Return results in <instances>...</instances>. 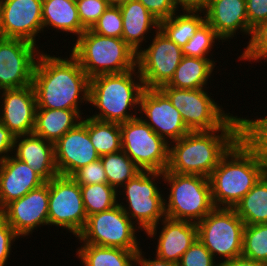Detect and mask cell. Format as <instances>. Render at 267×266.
Wrapping results in <instances>:
<instances>
[{
  "label": "cell",
  "instance_id": "obj_11",
  "mask_svg": "<svg viewBox=\"0 0 267 266\" xmlns=\"http://www.w3.org/2000/svg\"><path fill=\"white\" fill-rule=\"evenodd\" d=\"M122 150L142 171L164 172L169 144L139 116L120 124Z\"/></svg>",
  "mask_w": 267,
  "mask_h": 266
},
{
  "label": "cell",
  "instance_id": "obj_2",
  "mask_svg": "<svg viewBox=\"0 0 267 266\" xmlns=\"http://www.w3.org/2000/svg\"><path fill=\"white\" fill-rule=\"evenodd\" d=\"M243 136V117L232 116L221 128L190 131L169 144L167 171L209 177L220 159Z\"/></svg>",
  "mask_w": 267,
  "mask_h": 266
},
{
  "label": "cell",
  "instance_id": "obj_39",
  "mask_svg": "<svg viewBox=\"0 0 267 266\" xmlns=\"http://www.w3.org/2000/svg\"><path fill=\"white\" fill-rule=\"evenodd\" d=\"M76 5L79 20L86 30L93 27L109 6L107 0H78Z\"/></svg>",
  "mask_w": 267,
  "mask_h": 266
},
{
  "label": "cell",
  "instance_id": "obj_40",
  "mask_svg": "<svg viewBox=\"0 0 267 266\" xmlns=\"http://www.w3.org/2000/svg\"><path fill=\"white\" fill-rule=\"evenodd\" d=\"M178 266H219L212 254L197 238L190 248L182 255Z\"/></svg>",
  "mask_w": 267,
  "mask_h": 266
},
{
  "label": "cell",
  "instance_id": "obj_4",
  "mask_svg": "<svg viewBox=\"0 0 267 266\" xmlns=\"http://www.w3.org/2000/svg\"><path fill=\"white\" fill-rule=\"evenodd\" d=\"M144 90L137 67L123 73L93 77L90 79L89 103L99 112L95 111L89 117L118 124L132 120L138 117L140 98ZM131 109H135L134 114L130 113L133 112Z\"/></svg>",
  "mask_w": 267,
  "mask_h": 266
},
{
  "label": "cell",
  "instance_id": "obj_28",
  "mask_svg": "<svg viewBox=\"0 0 267 266\" xmlns=\"http://www.w3.org/2000/svg\"><path fill=\"white\" fill-rule=\"evenodd\" d=\"M179 13L160 21L159 29L171 41L183 47L206 21V17L203 9H183Z\"/></svg>",
  "mask_w": 267,
  "mask_h": 266
},
{
  "label": "cell",
  "instance_id": "obj_8",
  "mask_svg": "<svg viewBox=\"0 0 267 266\" xmlns=\"http://www.w3.org/2000/svg\"><path fill=\"white\" fill-rule=\"evenodd\" d=\"M244 227L233 208H214L197 223L198 239L223 262L242 255Z\"/></svg>",
  "mask_w": 267,
  "mask_h": 266
},
{
  "label": "cell",
  "instance_id": "obj_19",
  "mask_svg": "<svg viewBox=\"0 0 267 266\" xmlns=\"http://www.w3.org/2000/svg\"><path fill=\"white\" fill-rule=\"evenodd\" d=\"M0 97V121L15 136L33 133L37 109L33 86L4 89Z\"/></svg>",
  "mask_w": 267,
  "mask_h": 266
},
{
  "label": "cell",
  "instance_id": "obj_18",
  "mask_svg": "<svg viewBox=\"0 0 267 266\" xmlns=\"http://www.w3.org/2000/svg\"><path fill=\"white\" fill-rule=\"evenodd\" d=\"M59 175L71 177L77 170L100 158L87 130V116L54 143Z\"/></svg>",
  "mask_w": 267,
  "mask_h": 266
},
{
  "label": "cell",
  "instance_id": "obj_41",
  "mask_svg": "<svg viewBox=\"0 0 267 266\" xmlns=\"http://www.w3.org/2000/svg\"><path fill=\"white\" fill-rule=\"evenodd\" d=\"M71 177L79 185L108 183L107 176L100 158L77 170Z\"/></svg>",
  "mask_w": 267,
  "mask_h": 266
},
{
  "label": "cell",
  "instance_id": "obj_29",
  "mask_svg": "<svg viewBox=\"0 0 267 266\" xmlns=\"http://www.w3.org/2000/svg\"><path fill=\"white\" fill-rule=\"evenodd\" d=\"M76 253L83 266H135L138 251L82 244Z\"/></svg>",
  "mask_w": 267,
  "mask_h": 266
},
{
  "label": "cell",
  "instance_id": "obj_44",
  "mask_svg": "<svg viewBox=\"0 0 267 266\" xmlns=\"http://www.w3.org/2000/svg\"><path fill=\"white\" fill-rule=\"evenodd\" d=\"M246 13L249 27L253 30L267 20V0H246Z\"/></svg>",
  "mask_w": 267,
  "mask_h": 266
},
{
  "label": "cell",
  "instance_id": "obj_48",
  "mask_svg": "<svg viewBox=\"0 0 267 266\" xmlns=\"http://www.w3.org/2000/svg\"><path fill=\"white\" fill-rule=\"evenodd\" d=\"M181 9H203L208 0H174Z\"/></svg>",
  "mask_w": 267,
  "mask_h": 266
},
{
  "label": "cell",
  "instance_id": "obj_1",
  "mask_svg": "<svg viewBox=\"0 0 267 266\" xmlns=\"http://www.w3.org/2000/svg\"><path fill=\"white\" fill-rule=\"evenodd\" d=\"M69 55L39 54L32 81L37 108L80 110L82 103L89 104L90 78Z\"/></svg>",
  "mask_w": 267,
  "mask_h": 266
},
{
  "label": "cell",
  "instance_id": "obj_31",
  "mask_svg": "<svg viewBox=\"0 0 267 266\" xmlns=\"http://www.w3.org/2000/svg\"><path fill=\"white\" fill-rule=\"evenodd\" d=\"M87 130L100 157L122 150L120 124L101 121L87 115Z\"/></svg>",
  "mask_w": 267,
  "mask_h": 266
},
{
  "label": "cell",
  "instance_id": "obj_16",
  "mask_svg": "<svg viewBox=\"0 0 267 266\" xmlns=\"http://www.w3.org/2000/svg\"><path fill=\"white\" fill-rule=\"evenodd\" d=\"M43 32L42 0H0V37L36 44Z\"/></svg>",
  "mask_w": 267,
  "mask_h": 266
},
{
  "label": "cell",
  "instance_id": "obj_25",
  "mask_svg": "<svg viewBox=\"0 0 267 266\" xmlns=\"http://www.w3.org/2000/svg\"><path fill=\"white\" fill-rule=\"evenodd\" d=\"M82 114L83 110L37 108L33 133L55 143L81 122Z\"/></svg>",
  "mask_w": 267,
  "mask_h": 266
},
{
  "label": "cell",
  "instance_id": "obj_36",
  "mask_svg": "<svg viewBox=\"0 0 267 266\" xmlns=\"http://www.w3.org/2000/svg\"><path fill=\"white\" fill-rule=\"evenodd\" d=\"M243 118V137L258 151L267 167V115Z\"/></svg>",
  "mask_w": 267,
  "mask_h": 266
},
{
  "label": "cell",
  "instance_id": "obj_5",
  "mask_svg": "<svg viewBox=\"0 0 267 266\" xmlns=\"http://www.w3.org/2000/svg\"><path fill=\"white\" fill-rule=\"evenodd\" d=\"M75 40L70 54L90 79L136 68L137 53L122 38L99 35L87 29Z\"/></svg>",
  "mask_w": 267,
  "mask_h": 266
},
{
  "label": "cell",
  "instance_id": "obj_30",
  "mask_svg": "<svg viewBox=\"0 0 267 266\" xmlns=\"http://www.w3.org/2000/svg\"><path fill=\"white\" fill-rule=\"evenodd\" d=\"M233 209L245 225L267 224V172Z\"/></svg>",
  "mask_w": 267,
  "mask_h": 266
},
{
  "label": "cell",
  "instance_id": "obj_33",
  "mask_svg": "<svg viewBox=\"0 0 267 266\" xmlns=\"http://www.w3.org/2000/svg\"><path fill=\"white\" fill-rule=\"evenodd\" d=\"M87 217L118 205V192L108 183L80 185Z\"/></svg>",
  "mask_w": 267,
  "mask_h": 266
},
{
  "label": "cell",
  "instance_id": "obj_13",
  "mask_svg": "<svg viewBox=\"0 0 267 266\" xmlns=\"http://www.w3.org/2000/svg\"><path fill=\"white\" fill-rule=\"evenodd\" d=\"M148 48L136 55V67L145 88H160L173 78L184 57L181 47L171 41L160 29L155 31Z\"/></svg>",
  "mask_w": 267,
  "mask_h": 266
},
{
  "label": "cell",
  "instance_id": "obj_24",
  "mask_svg": "<svg viewBox=\"0 0 267 266\" xmlns=\"http://www.w3.org/2000/svg\"><path fill=\"white\" fill-rule=\"evenodd\" d=\"M122 14V39L138 53L147 34L158 31L160 21L138 0H129L119 6Z\"/></svg>",
  "mask_w": 267,
  "mask_h": 266
},
{
  "label": "cell",
  "instance_id": "obj_23",
  "mask_svg": "<svg viewBox=\"0 0 267 266\" xmlns=\"http://www.w3.org/2000/svg\"><path fill=\"white\" fill-rule=\"evenodd\" d=\"M158 232L156 256L178 264L182 255L198 238L197 224L189 221L163 218Z\"/></svg>",
  "mask_w": 267,
  "mask_h": 266
},
{
  "label": "cell",
  "instance_id": "obj_27",
  "mask_svg": "<svg viewBox=\"0 0 267 266\" xmlns=\"http://www.w3.org/2000/svg\"><path fill=\"white\" fill-rule=\"evenodd\" d=\"M215 62L212 58L184 56L167 85L189 90L207 88L208 79L212 78L211 74L216 67Z\"/></svg>",
  "mask_w": 267,
  "mask_h": 266
},
{
  "label": "cell",
  "instance_id": "obj_34",
  "mask_svg": "<svg viewBox=\"0 0 267 266\" xmlns=\"http://www.w3.org/2000/svg\"><path fill=\"white\" fill-rule=\"evenodd\" d=\"M241 256L267 263V224L245 225Z\"/></svg>",
  "mask_w": 267,
  "mask_h": 266
},
{
  "label": "cell",
  "instance_id": "obj_3",
  "mask_svg": "<svg viewBox=\"0 0 267 266\" xmlns=\"http://www.w3.org/2000/svg\"><path fill=\"white\" fill-rule=\"evenodd\" d=\"M266 172L258 151L242 136L208 177L215 208H234Z\"/></svg>",
  "mask_w": 267,
  "mask_h": 266
},
{
  "label": "cell",
  "instance_id": "obj_9",
  "mask_svg": "<svg viewBox=\"0 0 267 266\" xmlns=\"http://www.w3.org/2000/svg\"><path fill=\"white\" fill-rule=\"evenodd\" d=\"M138 229L118 204L110 210L88 216L77 237L82 244L139 251Z\"/></svg>",
  "mask_w": 267,
  "mask_h": 266
},
{
  "label": "cell",
  "instance_id": "obj_42",
  "mask_svg": "<svg viewBox=\"0 0 267 266\" xmlns=\"http://www.w3.org/2000/svg\"><path fill=\"white\" fill-rule=\"evenodd\" d=\"M19 238L20 237L9 226L6 219L0 214V266L7 265L8 258H10L13 248L12 245Z\"/></svg>",
  "mask_w": 267,
  "mask_h": 266
},
{
  "label": "cell",
  "instance_id": "obj_20",
  "mask_svg": "<svg viewBox=\"0 0 267 266\" xmlns=\"http://www.w3.org/2000/svg\"><path fill=\"white\" fill-rule=\"evenodd\" d=\"M203 10L206 22L222 39V43L223 40L230 41L239 32L251 37L252 29L248 23L246 0H208Z\"/></svg>",
  "mask_w": 267,
  "mask_h": 266
},
{
  "label": "cell",
  "instance_id": "obj_49",
  "mask_svg": "<svg viewBox=\"0 0 267 266\" xmlns=\"http://www.w3.org/2000/svg\"><path fill=\"white\" fill-rule=\"evenodd\" d=\"M109 6H120L124 3H127L129 0H107Z\"/></svg>",
  "mask_w": 267,
  "mask_h": 266
},
{
  "label": "cell",
  "instance_id": "obj_26",
  "mask_svg": "<svg viewBox=\"0 0 267 266\" xmlns=\"http://www.w3.org/2000/svg\"><path fill=\"white\" fill-rule=\"evenodd\" d=\"M43 32L56 29V32L71 33L78 38L86 29L82 26L76 1L73 0H42ZM50 27V28H49Z\"/></svg>",
  "mask_w": 267,
  "mask_h": 266
},
{
  "label": "cell",
  "instance_id": "obj_21",
  "mask_svg": "<svg viewBox=\"0 0 267 266\" xmlns=\"http://www.w3.org/2000/svg\"><path fill=\"white\" fill-rule=\"evenodd\" d=\"M46 181L25 162L10 155L0 169V211Z\"/></svg>",
  "mask_w": 267,
  "mask_h": 266
},
{
  "label": "cell",
  "instance_id": "obj_32",
  "mask_svg": "<svg viewBox=\"0 0 267 266\" xmlns=\"http://www.w3.org/2000/svg\"><path fill=\"white\" fill-rule=\"evenodd\" d=\"M100 159L108 184L117 191L142 171L123 150L103 155Z\"/></svg>",
  "mask_w": 267,
  "mask_h": 266
},
{
  "label": "cell",
  "instance_id": "obj_14",
  "mask_svg": "<svg viewBox=\"0 0 267 266\" xmlns=\"http://www.w3.org/2000/svg\"><path fill=\"white\" fill-rule=\"evenodd\" d=\"M34 43L0 37V91L32 85L34 68L42 51Z\"/></svg>",
  "mask_w": 267,
  "mask_h": 266
},
{
  "label": "cell",
  "instance_id": "obj_35",
  "mask_svg": "<svg viewBox=\"0 0 267 266\" xmlns=\"http://www.w3.org/2000/svg\"><path fill=\"white\" fill-rule=\"evenodd\" d=\"M220 40L222 41L215 30L205 21L181 49L184 56L211 58L208 55L211 54L216 41L221 42Z\"/></svg>",
  "mask_w": 267,
  "mask_h": 266
},
{
  "label": "cell",
  "instance_id": "obj_37",
  "mask_svg": "<svg viewBox=\"0 0 267 266\" xmlns=\"http://www.w3.org/2000/svg\"><path fill=\"white\" fill-rule=\"evenodd\" d=\"M245 48L238 59L249 60V62L267 61V20L253 28L251 38Z\"/></svg>",
  "mask_w": 267,
  "mask_h": 266
},
{
  "label": "cell",
  "instance_id": "obj_12",
  "mask_svg": "<svg viewBox=\"0 0 267 266\" xmlns=\"http://www.w3.org/2000/svg\"><path fill=\"white\" fill-rule=\"evenodd\" d=\"M48 190V225L62 227L77 238L87 221L80 185L72 177L58 175L48 181Z\"/></svg>",
  "mask_w": 267,
  "mask_h": 266
},
{
  "label": "cell",
  "instance_id": "obj_47",
  "mask_svg": "<svg viewBox=\"0 0 267 266\" xmlns=\"http://www.w3.org/2000/svg\"><path fill=\"white\" fill-rule=\"evenodd\" d=\"M219 266H267V263L251 260L243 256L219 262Z\"/></svg>",
  "mask_w": 267,
  "mask_h": 266
},
{
  "label": "cell",
  "instance_id": "obj_6",
  "mask_svg": "<svg viewBox=\"0 0 267 266\" xmlns=\"http://www.w3.org/2000/svg\"><path fill=\"white\" fill-rule=\"evenodd\" d=\"M161 177L163 172L141 171L120 188L123 191H117L118 195L122 192L126 199V205L118 202L125 214L138 225L139 230L153 239L157 237V229H160L159 221L166 217L164 194L155 182Z\"/></svg>",
  "mask_w": 267,
  "mask_h": 266
},
{
  "label": "cell",
  "instance_id": "obj_7",
  "mask_svg": "<svg viewBox=\"0 0 267 266\" xmlns=\"http://www.w3.org/2000/svg\"><path fill=\"white\" fill-rule=\"evenodd\" d=\"M162 180L170 186L164 201L167 218L197 224L215 208L208 177L165 170Z\"/></svg>",
  "mask_w": 267,
  "mask_h": 266
},
{
  "label": "cell",
  "instance_id": "obj_43",
  "mask_svg": "<svg viewBox=\"0 0 267 266\" xmlns=\"http://www.w3.org/2000/svg\"><path fill=\"white\" fill-rule=\"evenodd\" d=\"M146 9L155 16L159 21L171 17L179 7L174 0H138Z\"/></svg>",
  "mask_w": 267,
  "mask_h": 266
},
{
  "label": "cell",
  "instance_id": "obj_15",
  "mask_svg": "<svg viewBox=\"0 0 267 266\" xmlns=\"http://www.w3.org/2000/svg\"><path fill=\"white\" fill-rule=\"evenodd\" d=\"M139 116L168 144L190 132L182 120L179 110L171 104L168 97L159 88H145L142 92Z\"/></svg>",
  "mask_w": 267,
  "mask_h": 266
},
{
  "label": "cell",
  "instance_id": "obj_38",
  "mask_svg": "<svg viewBox=\"0 0 267 266\" xmlns=\"http://www.w3.org/2000/svg\"><path fill=\"white\" fill-rule=\"evenodd\" d=\"M90 30L99 35L122 38L123 25L120 7L108 6Z\"/></svg>",
  "mask_w": 267,
  "mask_h": 266
},
{
  "label": "cell",
  "instance_id": "obj_17",
  "mask_svg": "<svg viewBox=\"0 0 267 266\" xmlns=\"http://www.w3.org/2000/svg\"><path fill=\"white\" fill-rule=\"evenodd\" d=\"M48 181L20 199L7 204L0 214L19 237H26L40 226H48Z\"/></svg>",
  "mask_w": 267,
  "mask_h": 266
},
{
  "label": "cell",
  "instance_id": "obj_10",
  "mask_svg": "<svg viewBox=\"0 0 267 266\" xmlns=\"http://www.w3.org/2000/svg\"><path fill=\"white\" fill-rule=\"evenodd\" d=\"M180 112L182 120L190 131H211L221 128L233 114L215 102L206 88L179 89L167 84L159 88ZM230 114V115H229Z\"/></svg>",
  "mask_w": 267,
  "mask_h": 266
},
{
  "label": "cell",
  "instance_id": "obj_46",
  "mask_svg": "<svg viewBox=\"0 0 267 266\" xmlns=\"http://www.w3.org/2000/svg\"><path fill=\"white\" fill-rule=\"evenodd\" d=\"M142 249L138 251L136 254V261H135V266H178V264L167 261L164 259L159 258L158 256H154L155 258L150 257L149 259L144 257V253H142ZM151 259V260H150Z\"/></svg>",
  "mask_w": 267,
  "mask_h": 266
},
{
  "label": "cell",
  "instance_id": "obj_45",
  "mask_svg": "<svg viewBox=\"0 0 267 266\" xmlns=\"http://www.w3.org/2000/svg\"><path fill=\"white\" fill-rule=\"evenodd\" d=\"M15 135L0 121V160L13 154Z\"/></svg>",
  "mask_w": 267,
  "mask_h": 266
},
{
  "label": "cell",
  "instance_id": "obj_22",
  "mask_svg": "<svg viewBox=\"0 0 267 266\" xmlns=\"http://www.w3.org/2000/svg\"><path fill=\"white\" fill-rule=\"evenodd\" d=\"M13 154L46 182L59 175L55 165L54 143L34 133L16 136Z\"/></svg>",
  "mask_w": 267,
  "mask_h": 266
}]
</instances>
